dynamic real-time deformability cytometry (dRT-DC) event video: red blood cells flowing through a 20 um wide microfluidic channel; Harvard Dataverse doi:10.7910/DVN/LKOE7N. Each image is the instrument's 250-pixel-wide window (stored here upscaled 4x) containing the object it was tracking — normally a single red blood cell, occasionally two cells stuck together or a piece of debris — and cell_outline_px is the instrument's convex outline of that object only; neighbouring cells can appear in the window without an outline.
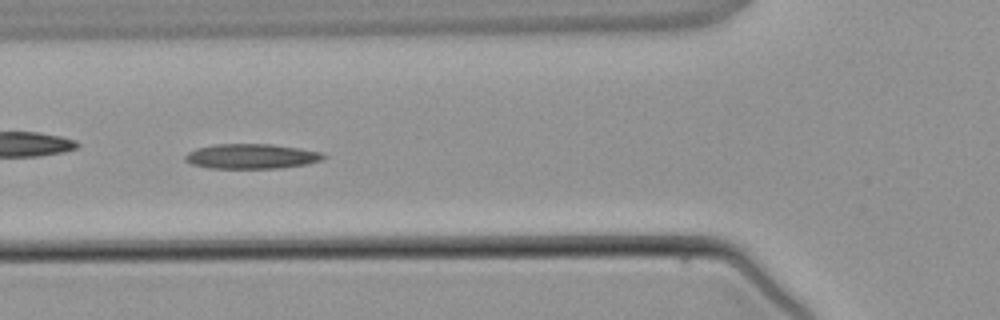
{"species": "common noctule bat (a hibernating species)", "species_latin": "Nyctalus noctula", "temperature_condition": "warm", "stored_images_in_passage": 4, "camera_frame_rate_fps": 3000, "um_per_image_px": 0.085, "animal": {"sex": "male", "body_mass_g": 21.5, "forearm_length_mm": 52.0}, "frame": {"image": 1, "passage_image": 4, "time_ms": 4.333, "image_size_px": [1000, 320], "cell_outline_px": [[324, 156], [320, 160], [304, 164], [280, 168], [208, 168], [192, 164], [184, 160], [184, 156], [188, 152], [196, 148], [216, 144], [272, 144], [320, 152]], "centroid_in_image_um": [21.28, 13.28], "position_along_channel_um": 104.5, "area_um2": 19.77}}